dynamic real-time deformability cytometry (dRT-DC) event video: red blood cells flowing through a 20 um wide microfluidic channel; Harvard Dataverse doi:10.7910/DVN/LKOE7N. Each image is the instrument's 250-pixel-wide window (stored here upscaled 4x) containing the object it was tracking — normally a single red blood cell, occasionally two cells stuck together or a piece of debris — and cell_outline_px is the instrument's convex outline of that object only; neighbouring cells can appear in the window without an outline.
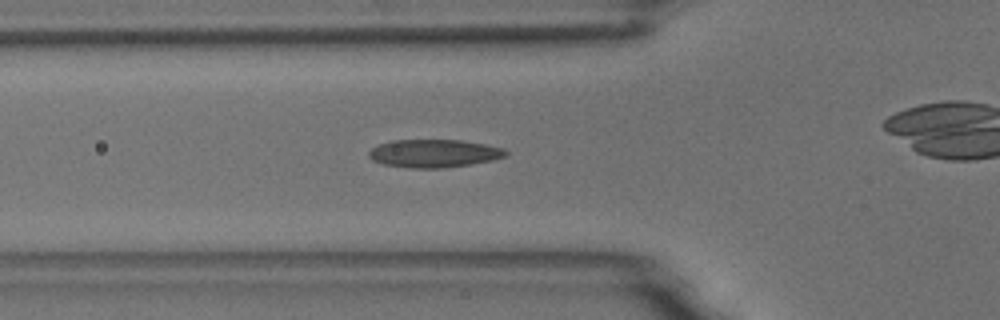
{"species": "common noctule bat (a hibernating species)", "species_latin": "Nyctalus noctula", "temperature_condition": "room temperature", "stored_images_in_passage": 35, "camera_frame_rate_fps": 3000, "um_per_image_px": 0.085, "animal": {"sex": "male", "body_mass_g": 18.8}, "frame": {"image": 1, "passage_image": 9, "time_ms": 2.667, "image_size_px": [1000, 320], "cell_outline_px": [[508, 156], [492, 160], [472, 164], [444, 168], [412, 168], [384, 164], [372, 160], [368, 156], [368, 152], [372, 148], [380, 144], [392, 140], [460, 140], [484, 144], [504, 148], [508, 152]], "centroid_in_image_um": [36.91, 13.04], "position_along_channel_um": 88.9, "area_um2": 22.37}}
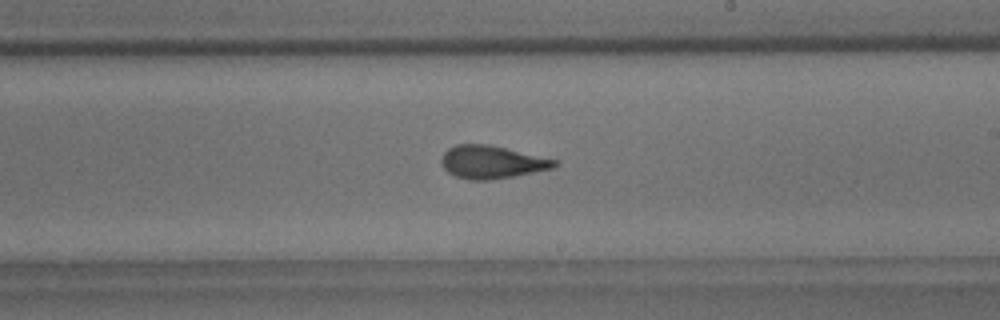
{"frame": {"image": 2, "passage_image": 22, "time_ms": 7.0, "image_size_px": [1000, 320], "cell_outline_px": [[560, 164], [552, 168], [512, 176], [488, 180], [468, 180], [456, 176], [448, 172], [444, 168], [440, 160], [444, 152], [448, 148], [456, 144], [488, 144], [556, 160]], "centroid_in_image_um": [41.75, 13.77], "position_along_channel_um": 247.2, "area_um2": 21.39}}
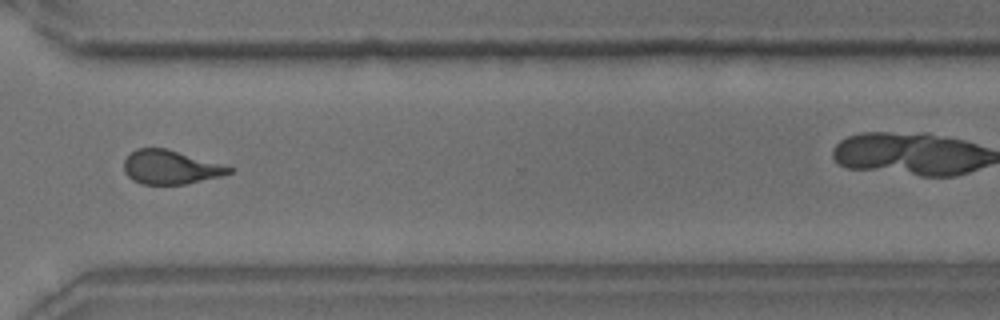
{"frame": {"image": 3, "passage_image": 31, "time_ms": 10.0, "image_size_px": [1000, 320], "cell_outline_px": [[236, 168], [232, 172], [220, 176], [184, 184], [140, 184], [132, 180], [124, 172], [124, 160], [136, 148], [164, 148]], "centroid_in_image_um": [14.47, 14.22], "position_along_channel_um": 356.1, "area_um2": 20.52}}